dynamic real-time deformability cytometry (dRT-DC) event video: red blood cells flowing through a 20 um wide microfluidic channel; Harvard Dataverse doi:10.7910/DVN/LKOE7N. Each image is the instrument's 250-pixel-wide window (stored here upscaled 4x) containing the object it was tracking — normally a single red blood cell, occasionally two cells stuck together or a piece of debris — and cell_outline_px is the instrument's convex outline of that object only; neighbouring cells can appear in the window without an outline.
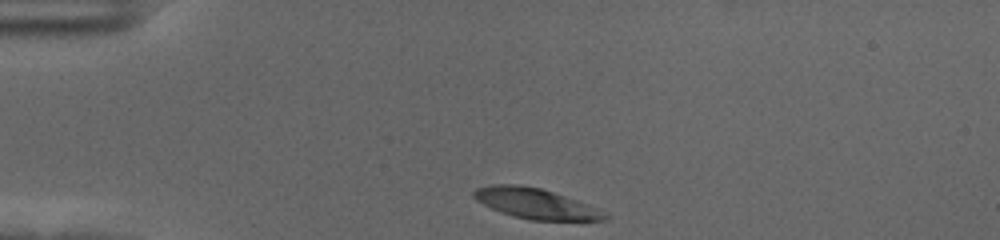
{"species": "human", "species_latin": "Homo sapiens", "temperature_condition": "cold", "stored_images_in_passage": 35, "camera_frame_rate_fps": 3000, "um_per_image_px": 0.085, "donor": {"sex": "female"}, "frame": {"image": 1, "passage_image": 1, "time_ms": 0.0, "image_size_px": [1000, 240], "cell_outline_px": [[608, 220], [584, 224], [532, 220], [512, 216], [500, 212], [476, 200], [472, 196], [472, 192], [476, 188], [492, 184], [520, 184], [540, 188], [588, 204], [596, 208], [608, 216]], "centroid_in_image_um": [45.62, 17.36], "position_along_channel_um": 39.4, "area_um2": 24.04}}
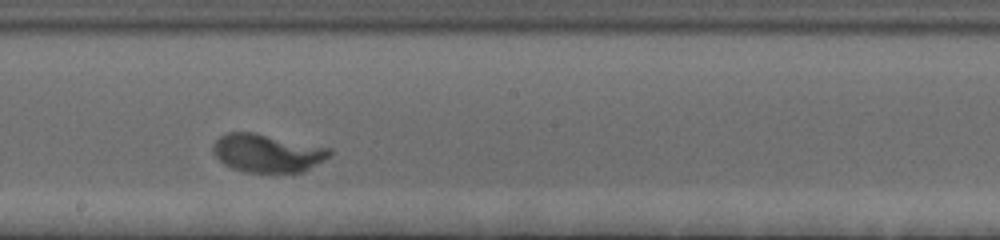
{"frame": {"image": 2, "passage_image": 20, "time_ms": 6.333, "image_size_px": [1000, 240], "cell_outline_px": [[332, 156], [304, 172], [272, 176], [244, 172], [232, 168], [224, 164], [212, 152], [212, 144], [220, 136], [228, 132], [256, 132], [332, 148]], "centroid_in_image_um": [22.77, 13.06], "position_along_channel_um": 225.4, "area_um2": 27.22}}
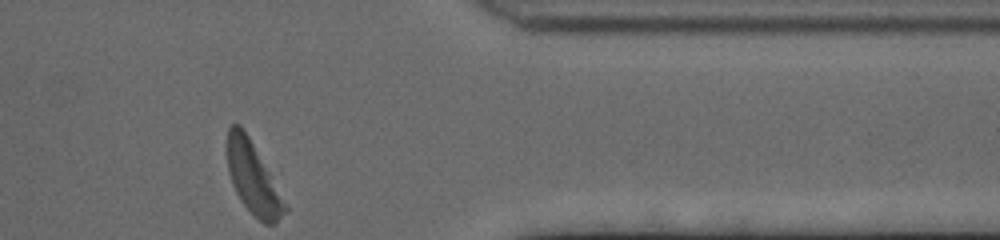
{"frame": {"image": 3, "passage_image": 35, "time_ms": 11.333, "image_size_px": [1000, 240], "cell_outline_px": [[288, 212], [276, 224], [264, 224], [240, 200], [232, 184], [228, 172], [228, 128], [232, 124], [240, 124], [248, 136], [288, 208]], "centroid_in_image_um": [21.51, 15.18], "position_along_channel_um": 389.9, "area_um2": 23.29}, "authors_computed_cell_mechanics": {"area_um2": 25.3164, "velocity_mm_per_s": 3.5775, "shape_relaxation_time_tau1_ms": 2.5696, "shape_relaxation_time_tau2_ms": null, "deformation_change_tau1": 0.1799, "deformation_change_tau2": null}}